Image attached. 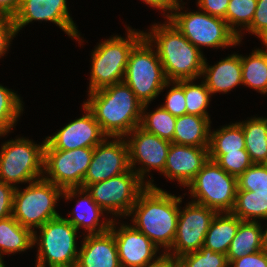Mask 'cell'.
I'll list each match as a JSON object with an SVG mask.
<instances>
[{
	"instance_id": "6da1fadb",
	"label": "cell",
	"mask_w": 267,
	"mask_h": 267,
	"mask_svg": "<svg viewBox=\"0 0 267 267\" xmlns=\"http://www.w3.org/2000/svg\"><path fill=\"white\" fill-rule=\"evenodd\" d=\"M182 196L177 197L150 184L138 197L129 216L133 227L142 232L158 248L172 247Z\"/></svg>"
},
{
	"instance_id": "7a4b0ae2",
	"label": "cell",
	"mask_w": 267,
	"mask_h": 267,
	"mask_svg": "<svg viewBox=\"0 0 267 267\" xmlns=\"http://www.w3.org/2000/svg\"><path fill=\"white\" fill-rule=\"evenodd\" d=\"M88 94L84 105L108 138H125L140 125L143 104L124 81Z\"/></svg>"
},
{
	"instance_id": "3957f363",
	"label": "cell",
	"mask_w": 267,
	"mask_h": 267,
	"mask_svg": "<svg viewBox=\"0 0 267 267\" xmlns=\"http://www.w3.org/2000/svg\"><path fill=\"white\" fill-rule=\"evenodd\" d=\"M144 37L152 48H156L167 81L201 78L205 60L203 52L191 44L168 18L164 24H154L151 32H144Z\"/></svg>"
},
{
	"instance_id": "277c9868",
	"label": "cell",
	"mask_w": 267,
	"mask_h": 267,
	"mask_svg": "<svg viewBox=\"0 0 267 267\" xmlns=\"http://www.w3.org/2000/svg\"><path fill=\"white\" fill-rule=\"evenodd\" d=\"M124 39L113 36L95 47L92 53L89 91L124 81L128 58L133 47L144 37L143 31L127 28Z\"/></svg>"
},
{
	"instance_id": "5b68a950",
	"label": "cell",
	"mask_w": 267,
	"mask_h": 267,
	"mask_svg": "<svg viewBox=\"0 0 267 267\" xmlns=\"http://www.w3.org/2000/svg\"><path fill=\"white\" fill-rule=\"evenodd\" d=\"M152 44L143 37L131 50L124 82L143 104L151 103L162 90L170 87L163 66Z\"/></svg>"
},
{
	"instance_id": "8992f818",
	"label": "cell",
	"mask_w": 267,
	"mask_h": 267,
	"mask_svg": "<svg viewBox=\"0 0 267 267\" xmlns=\"http://www.w3.org/2000/svg\"><path fill=\"white\" fill-rule=\"evenodd\" d=\"M180 2H176L168 19L200 51L202 46L218 49L241 43L224 19L203 11L179 12L183 7Z\"/></svg>"
},
{
	"instance_id": "52a82bcc",
	"label": "cell",
	"mask_w": 267,
	"mask_h": 267,
	"mask_svg": "<svg viewBox=\"0 0 267 267\" xmlns=\"http://www.w3.org/2000/svg\"><path fill=\"white\" fill-rule=\"evenodd\" d=\"M62 193L61 187L44 178L29 183L23 191L16 187L12 217L33 232V228H40L47 221L60 216L55 208Z\"/></svg>"
},
{
	"instance_id": "ba28073f",
	"label": "cell",
	"mask_w": 267,
	"mask_h": 267,
	"mask_svg": "<svg viewBox=\"0 0 267 267\" xmlns=\"http://www.w3.org/2000/svg\"><path fill=\"white\" fill-rule=\"evenodd\" d=\"M38 229L40 235L33 231V246H39L35 267H76L78 230L62 216L47 221Z\"/></svg>"
},
{
	"instance_id": "9c48e42d",
	"label": "cell",
	"mask_w": 267,
	"mask_h": 267,
	"mask_svg": "<svg viewBox=\"0 0 267 267\" xmlns=\"http://www.w3.org/2000/svg\"><path fill=\"white\" fill-rule=\"evenodd\" d=\"M24 137L9 140L0 149V181L16 184L31 183L44 176V147Z\"/></svg>"
},
{
	"instance_id": "30bf717a",
	"label": "cell",
	"mask_w": 267,
	"mask_h": 267,
	"mask_svg": "<svg viewBox=\"0 0 267 267\" xmlns=\"http://www.w3.org/2000/svg\"><path fill=\"white\" fill-rule=\"evenodd\" d=\"M187 187L195 199L192 202L209 207L217 213L232 211L238 190L237 178L210 159Z\"/></svg>"
},
{
	"instance_id": "8fae6325",
	"label": "cell",
	"mask_w": 267,
	"mask_h": 267,
	"mask_svg": "<svg viewBox=\"0 0 267 267\" xmlns=\"http://www.w3.org/2000/svg\"><path fill=\"white\" fill-rule=\"evenodd\" d=\"M153 182H144L131 168L118 176L87 185L84 189L107 214L129 216L139 195Z\"/></svg>"
},
{
	"instance_id": "7c38bea8",
	"label": "cell",
	"mask_w": 267,
	"mask_h": 267,
	"mask_svg": "<svg viewBox=\"0 0 267 267\" xmlns=\"http://www.w3.org/2000/svg\"><path fill=\"white\" fill-rule=\"evenodd\" d=\"M93 155V148L60 150L52 148L47 142L44 147L43 178L54 185L67 188H82Z\"/></svg>"
},
{
	"instance_id": "4fadbf2b",
	"label": "cell",
	"mask_w": 267,
	"mask_h": 267,
	"mask_svg": "<svg viewBox=\"0 0 267 267\" xmlns=\"http://www.w3.org/2000/svg\"><path fill=\"white\" fill-rule=\"evenodd\" d=\"M216 214L215 210L192 201L185 209L180 208L174 242L172 247L163 253L177 259L184 254L200 250Z\"/></svg>"
},
{
	"instance_id": "5bb4252c",
	"label": "cell",
	"mask_w": 267,
	"mask_h": 267,
	"mask_svg": "<svg viewBox=\"0 0 267 267\" xmlns=\"http://www.w3.org/2000/svg\"><path fill=\"white\" fill-rule=\"evenodd\" d=\"M107 139L108 137L93 148L92 159L82 188L118 176L130 169L129 147L126 138L114 137V140L110 142Z\"/></svg>"
},
{
	"instance_id": "9a60e30c",
	"label": "cell",
	"mask_w": 267,
	"mask_h": 267,
	"mask_svg": "<svg viewBox=\"0 0 267 267\" xmlns=\"http://www.w3.org/2000/svg\"><path fill=\"white\" fill-rule=\"evenodd\" d=\"M127 136L130 168L143 181L145 174L150 172V169L160 171L162 174L171 142L148 133L139 126L134 128ZM129 136H131V139ZM137 163L139 165L142 163V168L140 167L136 170L135 165Z\"/></svg>"
},
{
	"instance_id": "2e32d148",
	"label": "cell",
	"mask_w": 267,
	"mask_h": 267,
	"mask_svg": "<svg viewBox=\"0 0 267 267\" xmlns=\"http://www.w3.org/2000/svg\"><path fill=\"white\" fill-rule=\"evenodd\" d=\"M67 0H21L13 16L16 33L32 21H50L80 42V34L67 8Z\"/></svg>"
},
{
	"instance_id": "e0dca14e",
	"label": "cell",
	"mask_w": 267,
	"mask_h": 267,
	"mask_svg": "<svg viewBox=\"0 0 267 267\" xmlns=\"http://www.w3.org/2000/svg\"><path fill=\"white\" fill-rule=\"evenodd\" d=\"M114 221L115 218L112 219L109 230L114 235L121 267H146L164 255L156 257L159 248L142 232L126 223L116 229Z\"/></svg>"
},
{
	"instance_id": "ac0fdd59",
	"label": "cell",
	"mask_w": 267,
	"mask_h": 267,
	"mask_svg": "<svg viewBox=\"0 0 267 267\" xmlns=\"http://www.w3.org/2000/svg\"><path fill=\"white\" fill-rule=\"evenodd\" d=\"M85 115L66 124L53 136L45 138L54 149L73 150L76 148H94L107 136L102 132L94 114L83 104Z\"/></svg>"
},
{
	"instance_id": "d6986e66",
	"label": "cell",
	"mask_w": 267,
	"mask_h": 267,
	"mask_svg": "<svg viewBox=\"0 0 267 267\" xmlns=\"http://www.w3.org/2000/svg\"><path fill=\"white\" fill-rule=\"evenodd\" d=\"M208 160V148L171 142L163 175L187 187Z\"/></svg>"
},
{
	"instance_id": "ffe728a7",
	"label": "cell",
	"mask_w": 267,
	"mask_h": 267,
	"mask_svg": "<svg viewBox=\"0 0 267 267\" xmlns=\"http://www.w3.org/2000/svg\"><path fill=\"white\" fill-rule=\"evenodd\" d=\"M76 267H121L113 233L84 236Z\"/></svg>"
},
{
	"instance_id": "44dd1931",
	"label": "cell",
	"mask_w": 267,
	"mask_h": 267,
	"mask_svg": "<svg viewBox=\"0 0 267 267\" xmlns=\"http://www.w3.org/2000/svg\"><path fill=\"white\" fill-rule=\"evenodd\" d=\"M85 194V195H84ZM79 197L76 206L71 212L73 217L67 219L78 231L79 228H84L88 233L86 234H101L110 229L112 219H106L100 221V216L103 215L104 211L100 206L93 200L91 195L84 188H67L63 190L62 197L66 200H70L74 197ZM76 209V210H75Z\"/></svg>"
},
{
	"instance_id": "7402d4cb",
	"label": "cell",
	"mask_w": 267,
	"mask_h": 267,
	"mask_svg": "<svg viewBox=\"0 0 267 267\" xmlns=\"http://www.w3.org/2000/svg\"><path fill=\"white\" fill-rule=\"evenodd\" d=\"M201 76L211 94L227 93L243 85L241 55L231 54L213 66H209L205 58Z\"/></svg>"
},
{
	"instance_id": "603a6c76",
	"label": "cell",
	"mask_w": 267,
	"mask_h": 267,
	"mask_svg": "<svg viewBox=\"0 0 267 267\" xmlns=\"http://www.w3.org/2000/svg\"><path fill=\"white\" fill-rule=\"evenodd\" d=\"M210 117L184 114L177 117L172 143L195 147H209Z\"/></svg>"
},
{
	"instance_id": "cb8c5ba5",
	"label": "cell",
	"mask_w": 267,
	"mask_h": 267,
	"mask_svg": "<svg viewBox=\"0 0 267 267\" xmlns=\"http://www.w3.org/2000/svg\"><path fill=\"white\" fill-rule=\"evenodd\" d=\"M241 222L231 212L217 213L206 233L203 247L226 255Z\"/></svg>"
},
{
	"instance_id": "d4e9b609",
	"label": "cell",
	"mask_w": 267,
	"mask_h": 267,
	"mask_svg": "<svg viewBox=\"0 0 267 267\" xmlns=\"http://www.w3.org/2000/svg\"><path fill=\"white\" fill-rule=\"evenodd\" d=\"M261 223L242 221L226 254L228 264L244 255L265 249Z\"/></svg>"
},
{
	"instance_id": "484cf974",
	"label": "cell",
	"mask_w": 267,
	"mask_h": 267,
	"mask_svg": "<svg viewBox=\"0 0 267 267\" xmlns=\"http://www.w3.org/2000/svg\"><path fill=\"white\" fill-rule=\"evenodd\" d=\"M33 247V232L12 216L0 220V259L5 254L24 252Z\"/></svg>"
},
{
	"instance_id": "4316f807",
	"label": "cell",
	"mask_w": 267,
	"mask_h": 267,
	"mask_svg": "<svg viewBox=\"0 0 267 267\" xmlns=\"http://www.w3.org/2000/svg\"><path fill=\"white\" fill-rule=\"evenodd\" d=\"M245 136V150L253 164H264L267 159V118L253 117L238 122Z\"/></svg>"
},
{
	"instance_id": "83f0119b",
	"label": "cell",
	"mask_w": 267,
	"mask_h": 267,
	"mask_svg": "<svg viewBox=\"0 0 267 267\" xmlns=\"http://www.w3.org/2000/svg\"><path fill=\"white\" fill-rule=\"evenodd\" d=\"M265 50L255 49L248 57L241 55L242 84L267 94V43Z\"/></svg>"
},
{
	"instance_id": "f1b7e54d",
	"label": "cell",
	"mask_w": 267,
	"mask_h": 267,
	"mask_svg": "<svg viewBox=\"0 0 267 267\" xmlns=\"http://www.w3.org/2000/svg\"><path fill=\"white\" fill-rule=\"evenodd\" d=\"M241 149H245V136L238 122L222 126L214 132L210 129L209 154H227Z\"/></svg>"
},
{
	"instance_id": "f546056e",
	"label": "cell",
	"mask_w": 267,
	"mask_h": 267,
	"mask_svg": "<svg viewBox=\"0 0 267 267\" xmlns=\"http://www.w3.org/2000/svg\"><path fill=\"white\" fill-rule=\"evenodd\" d=\"M242 221L257 222L267 219V194H255L253 191L237 190L235 203L231 211Z\"/></svg>"
},
{
	"instance_id": "4dcf8cb0",
	"label": "cell",
	"mask_w": 267,
	"mask_h": 267,
	"mask_svg": "<svg viewBox=\"0 0 267 267\" xmlns=\"http://www.w3.org/2000/svg\"><path fill=\"white\" fill-rule=\"evenodd\" d=\"M147 108L148 104L143 105L139 127L148 133L171 142L174 137L177 117L173 116L161 106L157 107L154 112L149 113L145 112Z\"/></svg>"
},
{
	"instance_id": "1f68e13d",
	"label": "cell",
	"mask_w": 267,
	"mask_h": 267,
	"mask_svg": "<svg viewBox=\"0 0 267 267\" xmlns=\"http://www.w3.org/2000/svg\"><path fill=\"white\" fill-rule=\"evenodd\" d=\"M258 0H229L225 21L241 42L242 30L247 29L253 20ZM240 26V28L236 29Z\"/></svg>"
},
{
	"instance_id": "d6a6232c",
	"label": "cell",
	"mask_w": 267,
	"mask_h": 267,
	"mask_svg": "<svg viewBox=\"0 0 267 267\" xmlns=\"http://www.w3.org/2000/svg\"><path fill=\"white\" fill-rule=\"evenodd\" d=\"M23 104L19 96L0 85V136L7 135L16 125L18 117L23 111ZM15 124V125H14Z\"/></svg>"
},
{
	"instance_id": "836d02e7",
	"label": "cell",
	"mask_w": 267,
	"mask_h": 267,
	"mask_svg": "<svg viewBox=\"0 0 267 267\" xmlns=\"http://www.w3.org/2000/svg\"><path fill=\"white\" fill-rule=\"evenodd\" d=\"M193 81V79L184 80L187 114L209 117L206 108L210 104L212 94L204 81H201L199 85L194 84Z\"/></svg>"
},
{
	"instance_id": "e575fe53",
	"label": "cell",
	"mask_w": 267,
	"mask_h": 267,
	"mask_svg": "<svg viewBox=\"0 0 267 267\" xmlns=\"http://www.w3.org/2000/svg\"><path fill=\"white\" fill-rule=\"evenodd\" d=\"M177 262L179 267H229L225 254L206 247L180 256Z\"/></svg>"
},
{
	"instance_id": "d590c367",
	"label": "cell",
	"mask_w": 267,
	"mask_h": 267,
	"mask_svg": "<svg viewBox=\"0 0 267 267\" xmlns=\"http://www.w3.org/2000/svg\"><path fill=\"white\" fill-rule=\"evenodd\" d=\"M209 159L215 161L228 174L238 178L253 163L245 149L239 152H227V154H209Z\"/></svg>"
},
{
	"instance_id": "8d00e7d4",
	"label": "cell",
	"mask_w": 267,
	"mask_h": 267,
	"mask_svg": "<svg viewBox=\"0 0 267 267\" xmlns=\"http://www.w3.org/2000/svg\"><path fill=\"white\" fill-rule=\"evenodd\" d=\"M238 190L253 191L255 194H267V166L252 164L237 178Z\"/></svg>"
},
{
	"instance_id": "74e56055",
	"label": "cell",
	"mask_w": 267,
	"mask_h": 267,
	"mask_svg": "<svg viewBox=\"0 0 267 267\" xmlns=\"http://www.w3.org/2000/svg\"><path fill=\"white\" fill-rule=\"evenodd\" d=\"M172 88L167 93L163 109L170 112L175 117H180L187 114L185 94H184V80L172 82Z\"/></svg>"
},
{
	"instance_id": "f35d334b",
	"label": "cell",
	"mask_w": 267,
	"mask_h": 267,
	"mask_svg": "<svg viewBox=\"0 0 267 267\" xmlns=\"http://www.w3.org/2000/svg\"><path fill=\"white\" fill-rule=\"evenodd\" d=\"M267 43V0H258L251 25L246 29Z\"/></svg>"
},
{
	"instance_id": "ab89813d",
	"label": "cell",
	"mask_w": 267,
	"mask_h": 267,
	"mask_svg": "<svg viewBox=\"0 0 267 267\" xmlns=\"http://www.w3.org/2000/svg\"><path fill=\"white\" fill-rule=\"evenodd\" d=\"M16 34L13 17L0 15V57L6 54L10 42Z\"/></svg>"
},
{
	"instance_id": "60d3db41",
	"label": "cell",
	"mask_w": 267,
	"mask_h": 267,
	"mask_svg": "<svg viewBox=\"0 0 267 267\" xmlns=\"http://www.w3.org/2000/svg\"><path fill=\"white\" fill-rule=\"evenodd\" d=\"M229 267H267V249L233 260Z\"/></svg>"
},
{
	"instance_id": "b9f144b4",
	"label": "cell",
	"mask_w": 267,
	"mask_h": 267,
	"mask_svg": "<svg viewBox=\"0 0 267 267\" xmlns=\"http://www.w3.org/2000/svg\"><path fill=\"white\" fill-rule=\"evenodd\" d=\"M15 187L0 181V220L12 216Z\"/></svg>"
},
{
	"instance_id": "7bdbcfd3",
	"label": "cell",
	"mask_w": 267,
	"mask_h": 267,
	"mask_svg": "<svg viewBox=\"0 0 267 267\" xmlns=\"http://www.w3.org/2000/svg\"><path fill=\"white\" fill-rule=\"evenodd\" d=\"M199 10L225 20L229 0H198Z\"/></svg>"
},
{
	"instance_id": "ee69618b",
	"label": "cell",
	"mask_w": 267,
	"mask_h": 267,
	"mask_svg": "<svg viewBox=\"0 0 267 267\" xmlns=\"http://www.w3.org/2000/svg\"><path fill=\"white\" fill-rule=\"evenodd\" d=\"M21 0H0V15L13 17L20 6Z\"/></svg>"
},
{
	"instance_id": "f6af8a7d",
	"label": "cell",
	"mask_w": 267,
	"mask_h": 267,
	"mask_svg": "<svg viewBox=\"0 0 267 267\" xmlns=\"http://www.w3.org/2000/svg\"><path fill=\"white\" fill-rule=\"evenodd\" d=\"M146 4L149 6H152L153 8H157L159 10H162L166 13V11H169L166 15L164 13V16L168 18L170 15V12L172 8L175 6L176 2L174 0H143Z\"/></svg>"
},
{
	"instance_id": "bcb514c9",
	"label": "cell",
	"mask_w": 267,
	"mask_h": 267,
	"mask_svg": "<svg viewBox=\"0 0 267 267\" xmlns=\"http://www.w3.org/2000/svg\"><path fill=\"white\" fill-rule=\"evenodd\" d=\"M146 267H178L177 259L164 254L157 262Z\"/></svg>"
},
{
	"instance_id": "7dc6e473",
	"label": "cell",
	"mask_w": 267,
	"mask_h": 267,
	"mask_svg": "<svg viewBox=\"0 0 267 267\" xmlns=\"http://www.w3.org/2000/svg\"><path fill=\"white\" fill-rule=\"evenodd\" d=\"M263 241H264V246L267 249V228L263 231Z\"/></svg>"
},
{
	"instance_id": "c3c4849f",
	"label": "cell",
	"mask_w": 267,
	"mask_h": 267,
	"mask_svg": "<svg viewBox=\"0 0 267 267\" xmlns=\"http://www.w3.org/2000/svg\"><path fill=\"white\" fill-rule=\"evenodd\" d=\"M0 267H5L3 259H0Z\"/></svg>"
}]
</instances>
